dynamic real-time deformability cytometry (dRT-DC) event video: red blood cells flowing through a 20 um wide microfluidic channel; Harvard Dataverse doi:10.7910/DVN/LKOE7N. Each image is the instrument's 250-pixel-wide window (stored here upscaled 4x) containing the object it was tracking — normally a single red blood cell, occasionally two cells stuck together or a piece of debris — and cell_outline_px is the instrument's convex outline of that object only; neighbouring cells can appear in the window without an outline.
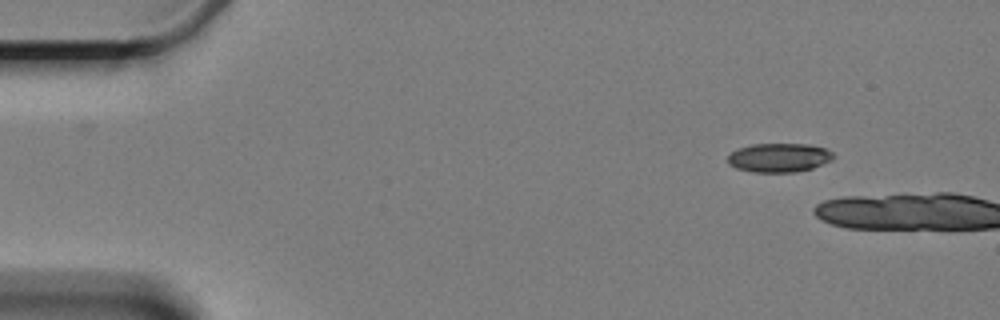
{"species": "Egyptian fruit bat (a non-hibernating species)", "species_latin": "Rousettus aegyptiacus", "temperature_condition": "cold", "stored_images_in_passage": 2, "camera_frame_rate_fps": 3000, "um_per_image_px": 0.085, "animal": {"sex": "female"}, "frame": {"image": 1, "passage_image": 1, "time_ms": 0.0, "image_size_px": [1000, 320], "cell_outline_px": [[832, 160], [812, 168], [792, 172], [752, 172], [736, 168], [728, 164], [728, 156], [736, 148], [752, 144], [808, 144], [824, 148], [832, 152]], "centroid_in_image_um": [66.17, 13.39], "position_along_channel_um": 18.8, "area_um2": 17.74}}